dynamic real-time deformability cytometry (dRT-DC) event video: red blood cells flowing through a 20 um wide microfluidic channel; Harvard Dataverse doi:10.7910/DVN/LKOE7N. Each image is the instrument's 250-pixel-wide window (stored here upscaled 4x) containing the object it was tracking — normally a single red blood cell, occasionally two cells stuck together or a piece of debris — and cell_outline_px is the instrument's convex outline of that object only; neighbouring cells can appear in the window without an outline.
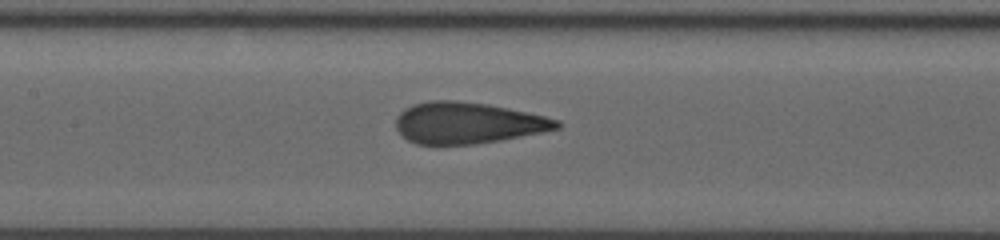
{"species": "human", "species_latin": "Homo sapiens", "temperature_condition": "room temperature", "stored_images_in_passage": 10, "segment_of_instrument_passage": [1, 2], "camera_frame_rate_fps": 3000, "um_per_image_px": 0.085, "donor": {"sex": "male"}, "frame": {"image": 1, "passage_image": 9, "time_ms": 6.333, "image_size_px": [1000, 240], "cell_outline_px": [[560, 128], [544, 132], [500, 140], [476, 144], [416, 144], [408, 140], [396, 128], [396, 116], [404, 108], [412, 104], [432, 100], [452, 100], [488, 104], [544, 116], [560, 120]], "centroid_in_image_um": [39.74, 10.45], "position_along_channel_um": 167.7, "area_um2": 38.67}}